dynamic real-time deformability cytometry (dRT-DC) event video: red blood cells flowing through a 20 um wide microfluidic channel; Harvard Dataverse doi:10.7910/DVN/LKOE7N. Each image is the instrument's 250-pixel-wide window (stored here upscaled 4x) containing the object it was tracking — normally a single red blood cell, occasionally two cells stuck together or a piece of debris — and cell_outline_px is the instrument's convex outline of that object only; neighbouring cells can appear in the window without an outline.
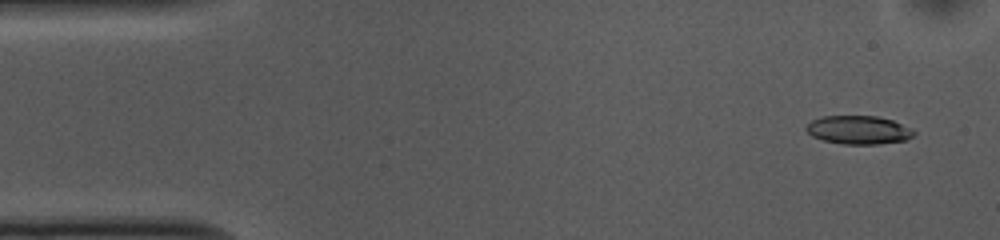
{"species": "common noctule bat (a hibernating species)", "species_latin": "Nyctalus noctula", "temperature_condition": "cold", "stored_images_in_passage": 53, "camera_frame_rate_fps": 3000, "um_per_image_px": 0.085, "animal": {"sex": "female", "body_mass_g": 10.0, "forearm_length_mm": 53.1}, "frame": {"image": 1, "passage_image": 3, "time_ms": 0.667, "image_size_px": [1000, 240], "cell_outline_px": [[916, 132], [912, 136], [904, 140], [880, 144], [844, 144], [824, 140], [812, 136], [804, 128], [804, 124], [820, 116], [876, 116], [892, 120], [912, 128]], "centroid_in_image_um": [72.94, 11.03], "position_along_channel_um": 12.1, "area_um2": 17.92}}
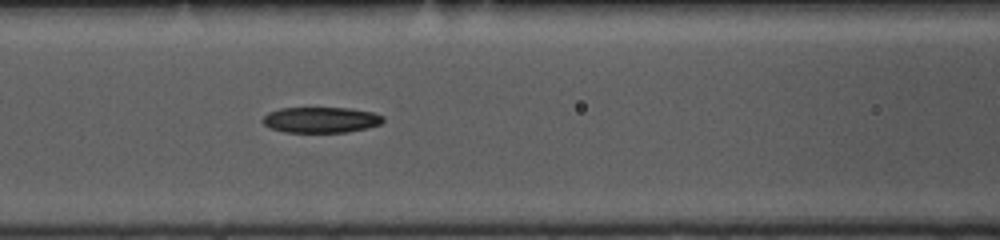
{"frame": {"image": 2, "passage_image": 21, "time_ms": 6.667, "image_size_px": [1000, 240], "cell_outline_px": [[384, 120], [380, 124], [348, 132], [284, 132], [272, 128], [264, 124], [264, 116], [268, 112], [280, 108], [352, 108], [372, 112], [384, 116]], "centroid_in_image_um": [27.29, 10.18], "position_along_channel_um": 139.3, "area_um2": 17.92}}
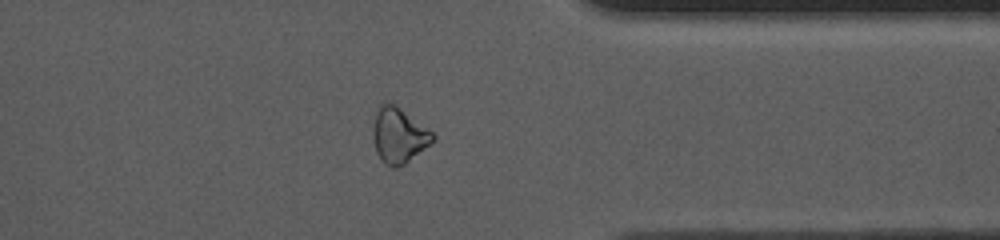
{"frame": {"image": 3, "passage_image": 41, "time_ms": 13.333, "image_size_px": [1000, 240], "cell_outline_px": [[436, 140], [404, 164], [396, 168], [392, 168], [384, 164], [380, 160], [376, 152], [372, 136], [372, 128], [376, 112], [380, 104], [384, 100], [400, 108], [432, 132], [436, 136]], "centroid_in_image_um": [33.86, 11.53], "position_along_channel_um": 377.5, "area_um2": 19.36}}